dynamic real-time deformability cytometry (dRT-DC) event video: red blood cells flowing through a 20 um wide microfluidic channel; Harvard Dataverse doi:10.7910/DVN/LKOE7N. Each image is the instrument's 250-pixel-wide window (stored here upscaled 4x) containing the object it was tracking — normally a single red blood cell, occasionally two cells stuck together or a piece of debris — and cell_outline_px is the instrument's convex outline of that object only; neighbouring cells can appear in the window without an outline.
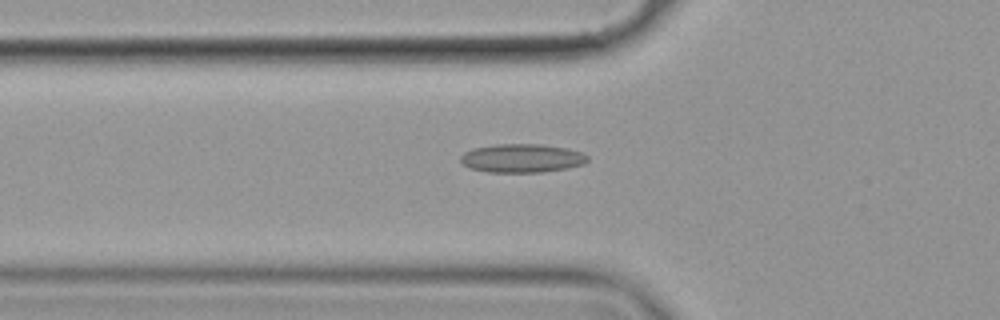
{"species": "common noctule bat (a hibernating species)", "species_latin": "Nyctalus noctula", "temperature_condition": "cold", "stored_images_in_passage": 33, "camera_frame_rate_fps": 3000, "um_per_image_px": 0.085, "animal": {"sex": "female", "body_mass_g": 19.9}, "frame": {"image": 1, "passage_image": 4, "time_ms": 1.0, "image_size_px": [1000, 320], "cell_outline_px": [[588, 160], [584, 164], [568, 168], [544, 172], [488, 172], [468, 168], [460, 160], [460, 156], [464, 152], [472, 148], [496, 144], [544, 144], [564, 148], [580, 152], [588, 156]], "centroid_in_image_um": [44.34, 13.45], "position_along_channel_um": 81.5, "area_um2": 21.27}}
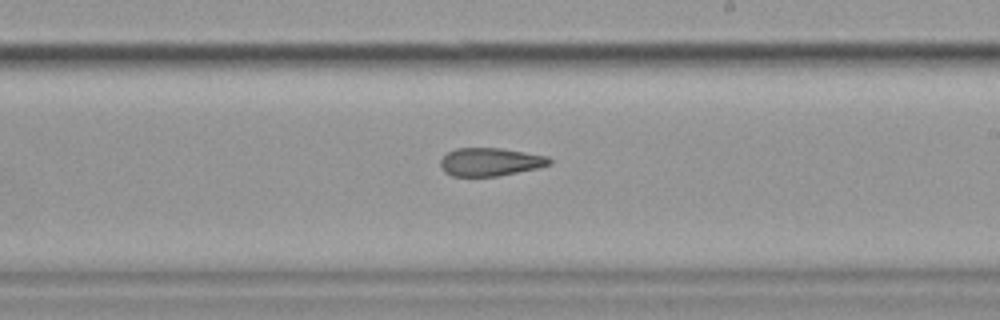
{"frame": {"image": 2, "passage_image": 18, "time_ms": 5.667, "image_size_px": [1000, 320], "cell_outline_px": [[552, 164], [536, 168], [496, 176], [452, 176], [444, 172], [440, 164], [440, 160], [448, 152], [456, 148], [500, 148], [548, 156], [552, 160]], "centroid_in_image_um": [41.66, 13.76], "position_along_channel_um": 247.3, "area_um2": 17.74}}
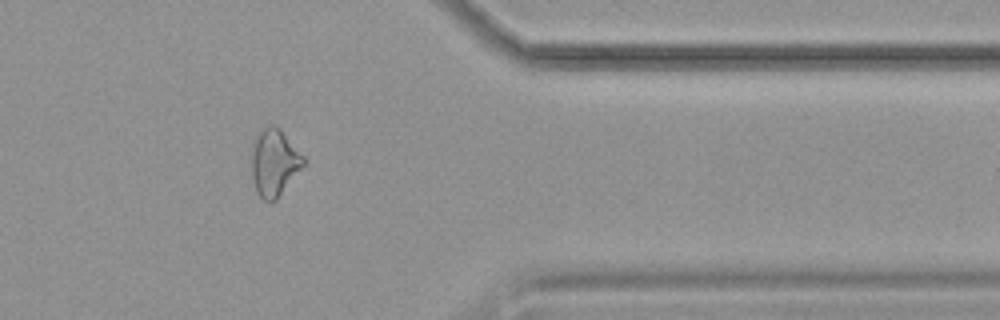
{"frame": {"image": 3, "passage_image": 31, "time_ms": 10.0, "image_size_px": [1000, 320], "cell_outline_px": [[304, 164], [276, 200], [264, 200], [256, 192], [252, 176], [248, 156], [252, 140], [256, 132], [260, 128], [268, 124], [272, 124], [280, 128], [304, 156]], "centroid_in_image_um": [23.23, 13.74], "position_along_channel_um": 388.2, "area_um2": 20.87}, "authors_computed_cell_mechanics": {"area_um2": 18.785, "velocity_mm_per_s": 3.5543, "shape_relaxation_time_tau1_ms": null, "shape_relaxation_time_tau2_ms": 4.0212, "deformation_change_tau1": null, "deformation_change_tau2": 0.117}}